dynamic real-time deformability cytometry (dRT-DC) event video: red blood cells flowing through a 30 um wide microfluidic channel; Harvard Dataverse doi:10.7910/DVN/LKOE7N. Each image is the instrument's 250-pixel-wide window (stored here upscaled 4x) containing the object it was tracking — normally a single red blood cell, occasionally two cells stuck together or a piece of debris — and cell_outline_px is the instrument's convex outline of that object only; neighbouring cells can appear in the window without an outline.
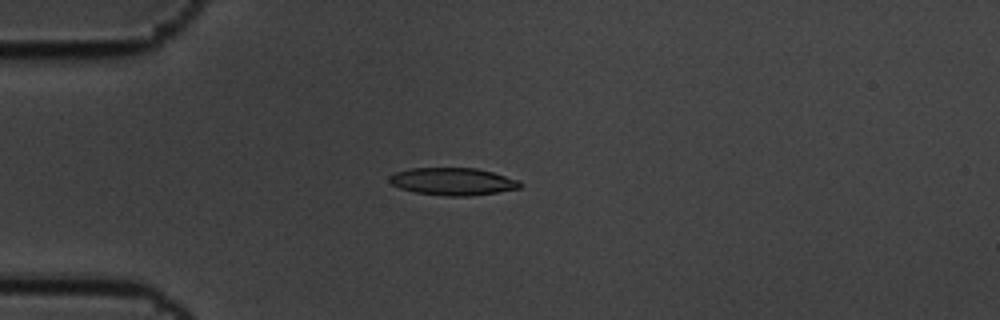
{"species": "common noctule bat (a hibernating species)", "species_latin": "Nyctalus noctula", "temperature_condition": "cold", "stored_images_in_passage": 6, "camera_frame_rate_fps": 3000, "um_per_image_px": 0.085, "animal": {"sex": "male", "body_mass_g": 19.5, "forearm_length_mm": 54.6}, "frame": {"image": 1, "passage_image": 4, "time_ms": 1.0, "image_size_px": [1000, 320], "cell_outline_px": [[524, 184], [520, 188], [472, 196], [444, 196], [416, 192], [400, 188], [392, 184], [388, 180], [388, 176], [396, 172], [412, 168], [476, 168], [492, 172], [520, 180]], "centroid_in_image_um": [38.51, 15.43], "position_along_channel_um": 46.5, "area_um2": 20.92}}
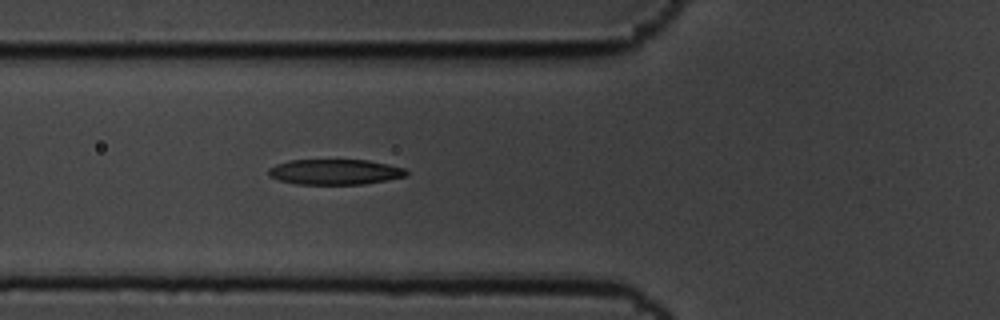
{"frame": {"image": 2, "passage_image": 6, "time_ms": 1.667, "image_size_px": [1000, 320], "cell_outline_px": [[408, 176], [364, 184], [296, 184], [280, 180], [268, 176], [268, 168], [276, 164], [288, 160], [368, 160], [388, 164], [404, 168], [408, 172]], "centroid_in_image_um": [28.46, 14.61], "position_along_channel_um": 97.3, "area_um2": 20.46}}